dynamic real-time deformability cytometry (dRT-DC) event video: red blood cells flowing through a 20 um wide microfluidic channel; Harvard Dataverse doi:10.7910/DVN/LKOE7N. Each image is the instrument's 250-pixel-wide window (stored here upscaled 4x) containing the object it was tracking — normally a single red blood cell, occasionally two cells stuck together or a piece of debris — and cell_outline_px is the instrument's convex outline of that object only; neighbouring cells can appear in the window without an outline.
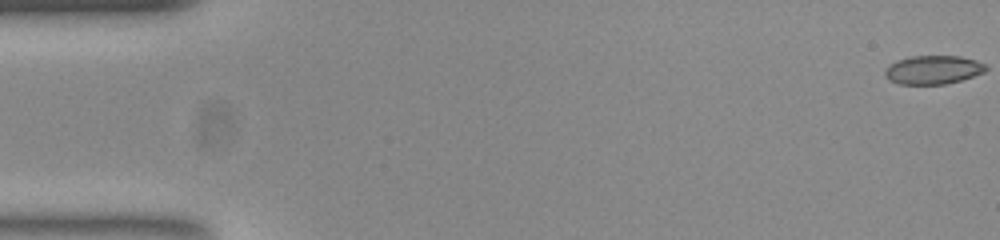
{"species": "common noctule bat (a hibernating species)", "species_latin": "Nyctalus noctula", "temperature_condition": "room temperature", "stored_images_in_passage": 55, "camera_frame_rate_fps": 3000, "um_per_image_px": 0.085, "animal": {"sex": "female", "body_mass_g": 23.0, "forearm_length_mm": 53.4}, "frame": {"image": 1, "passage_image": 1, "time_ms": 0.0, "image_size_px": [1000, 240], "cell_outline_px": [[984, 68], [980, 72], [956, 80], [940, 84], [908, 84], [892, 80], [888, 76], [888, 68], [904, 60], [920, 56], [952, 56], [972, 60], [980, 64]], "centroid_in_image_um": [79.31, 5.94], "position_along_channel_um": 5.7, "area_um2": 14.91}}
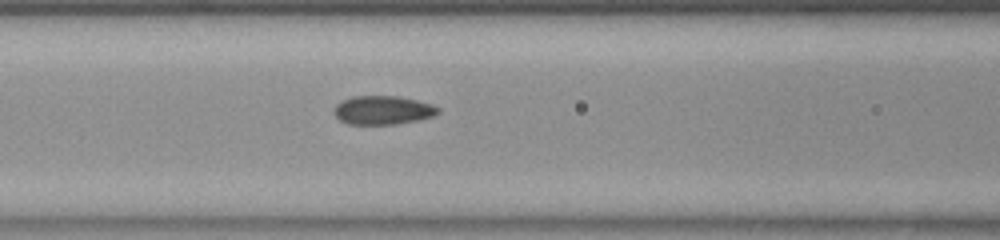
{"frame": {"image": 2, "passage_image": 23, "time_ms": 7.333, "image_size_px": [1000, 240], "cell_outline_px": [[436, 112], [428, 116], [408, 120], [384, 124], [356, 124], [344, 120], [336, 112], [336, 108], [340, 104], [348, 100], [364, 96], [380, 96], [408, 100], [424, 104], [436, 108]], "centroid_in_image_um": [32.46, 9.37], "position_along_channel_um": 134.1, "area_um2": 14.97}}
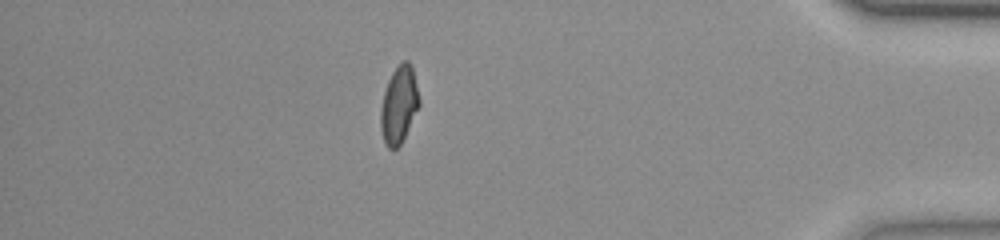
{"frame": {"image": 3, "passage_image": 48, "time_ms": 15.667, "image_size_px": [1000, 240], "cell_outline_px": [[416, 108], [404, 136], [400, 144], [396, 148], [392, 148], [384, 140], [384, 96], [388, 84], [396, 68], [404, 60], [412, 68], [416, 88]], "centroid_in_image_um": [33.93, 8.88], "position_along_channel_um": 401.3, "area_um2": 14.8}, "authors_computed_cell_mechanics": {"area_um2": 14.9124, "velocity_mm_per_s": 3.7494, "shape_relaxation_time_tau1_ms": null, "shape_relaxation_time_tau2_ms": 1.2995, "deformation_change_tau1": null, "deformation_change_tau2": 0.0673}}